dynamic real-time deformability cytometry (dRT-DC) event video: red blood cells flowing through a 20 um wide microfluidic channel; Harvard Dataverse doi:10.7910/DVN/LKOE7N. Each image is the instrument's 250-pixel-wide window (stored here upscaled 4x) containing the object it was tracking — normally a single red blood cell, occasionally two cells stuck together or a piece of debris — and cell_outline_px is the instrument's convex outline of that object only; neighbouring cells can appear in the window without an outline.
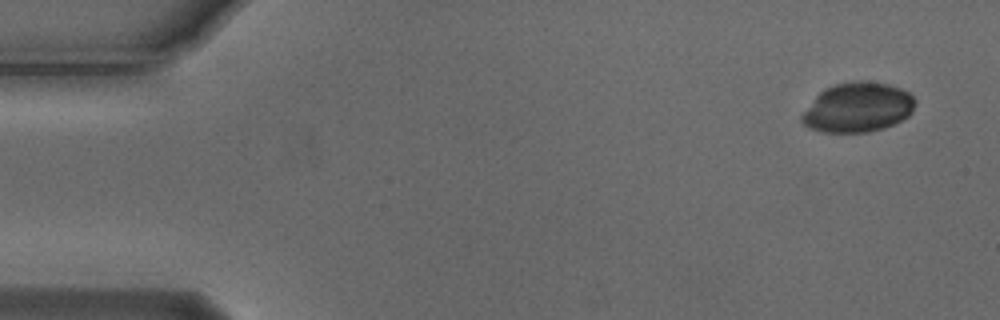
{"species": "Egyptian fruit bat (a non-hibernating species)", "species_latin": "Rousettus aegyptiacus", "temperature_condition": "cold", "stored_images_in_passage": 4, "camera_frame_rate_fps": 3000, "um_per_image_px": 0.085, "animal": {"sex": "male"}, "frame": {"image": 1, "passage_image": 1, "time_ms": 0.0, "image_size_px": [1000, 320], "cell_outline_px": [[916, 104], [912, 112], [908, 116], [884, 128], [868, 132], [824, 132], [812, 128], [804, 124], [800, 120], [800, 116], [816, 96], [824, 88], [836, 84], [856, 80], [864, 80], [888, 84], [900, 88], [908, 92], [916, 100]], "centroid_in_image_um": [72.92, 9.12], "position_along_channel_um": 12.1, "area_um2": 32.71}}